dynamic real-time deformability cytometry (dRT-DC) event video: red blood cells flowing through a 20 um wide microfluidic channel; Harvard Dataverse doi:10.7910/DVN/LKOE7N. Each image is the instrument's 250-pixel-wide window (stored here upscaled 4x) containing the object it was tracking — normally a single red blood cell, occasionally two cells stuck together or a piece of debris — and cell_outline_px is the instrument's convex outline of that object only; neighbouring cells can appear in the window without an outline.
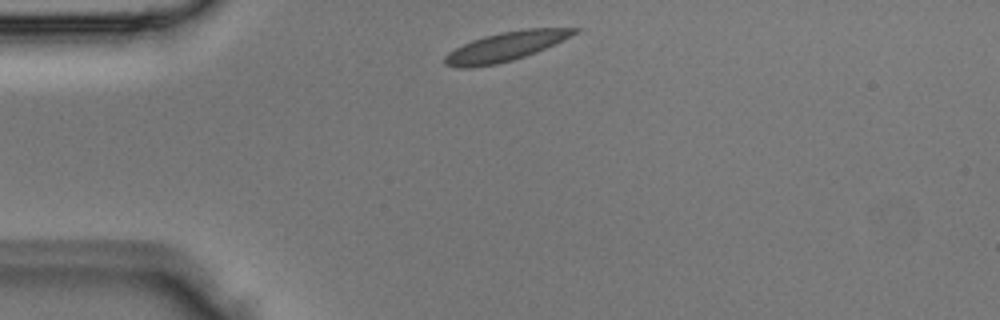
{"species": "Egyptian fruit bat (a non-hibernating species)", "species_latin": "Rousettus aegyptiacus", "temperature_condition": "room temperature", "stored_images_in_passage": 2, "camera_frame_rate_fps": 3000, "um_per_image_px": 0.085, "animal": {"sex": "male"}, "frame": {"image": 1, "passage_image": 1, "time_ms": 0.0, "image_size_px": [1000, 320], "cell_outline_px": [[580, 28], [576, 32], [536, 52], [512, 60], [496, 64], [472, 68], [456, 68], [444, 64], [444, 56], [448, 52], [472, 40], [484, 36], [504, 32], [528, 28]], "centroid_in_image_um": [42.87, 3.98], "position_along_channel_um": 42.1, "area_um2": 21.44}}
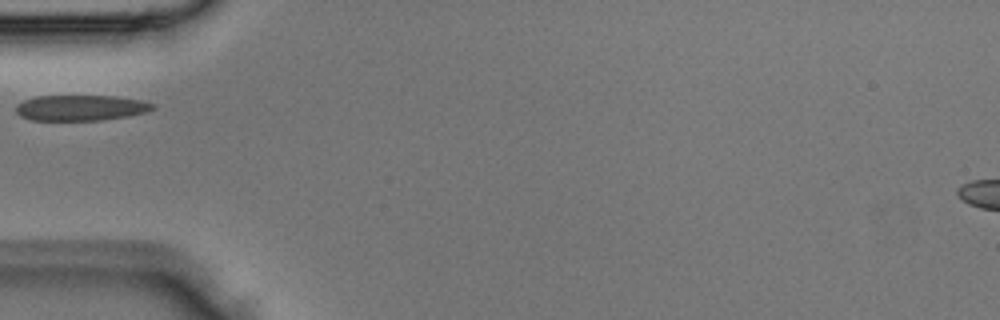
{"frame": {"image": 2, "passage_image": 2, "time_ms": 0.333, "image_size_px": [1000, 320], "cell_outline_px": [[156, 108], [148, 112], [128, 116], [100, 120], [32, 120], [20, 116], [16, 112], [16, 104], [24, 100], [36, 96], [116, 96], [144, 100], [156, 104]], "centroid_in_image_um": [6.92, 9.16], "position_along_channel_um": 78.1, "area_um2": 20.63}}